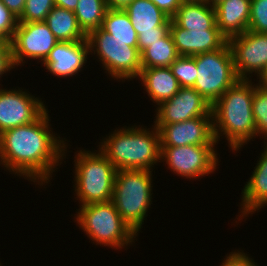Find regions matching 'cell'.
Returning a JSON list of instances; mask_svg holds the SVG:
<instances>
[{"mask_svg": "<svg viewBox=\"0 0 267 266\" xmlns=\"http://www.w3.org/2000/svg\"><path fill=\"white\" fill-rule=\"evenodd\" d=\"M48 113L46 109L34 122L0 134L2 167L41 187L50 182L56 167L66 158L69 145L66 138L51 130Z\"/></svg>", "mask_w": 267, "mask_h": 266, "instance_id": "1", "label": "cell"}, {"mask_svg": "<svg viewBox=\"0 0 267 266\" xmlns=\"http://www.w3.org/2000/svg\"><path fill=\"white\" fill-rule=\"evenodd\" d=\"M159 131L160 147L185 145L215 146L212 115L171 124H154Z\"/></svg>", "mask_w": 267, "mask_h": 266, "instance_id": "13", "label": "cell"}, {"mask_svg": "<svg viewBox=\"0 0 267 266\" xmlns=\"http://www.w3.org/2000/svg\"><path fill=\"white\" fill-rule=\"evenodd\" d=\"M137 79L141 80L143 89L157 106L172 98L180 89L170 67L142 68Z\"/></svg>", "mask_w": 267, "mask_h": 266, "instance_id": "20", "label": "cell"}, {"mask_svg": "<svg viewBox=\"0 0 267 266\" xmlns=\"http://www.w3.org/2000/svg\"><path fill=\"white\" fill-rule=\"evenodd\" d=\"M142 127L116 128L106 136L98 150L117 170H151L160 162V136L158 129ZM151 129V131H150Z\"/></svg>", "mask_w": 267, "mask_h": 266, "instance_id": "3", "label": "cell"}, {"mask_svg": "<svg viewBox=\"0 0 267 266\" xmlns=\"http://www.w3.org/2000/svg\"><path fill=\"white\" fill-rule=\"evenodd\" d=\"M156 107L154 124L178 123L212 115V106L193 87H180L172 98Z\"/></svg>", "mask_w": 267, "mask_h": 266, "instance_id": "14", "label": "cell"}, {"mask_svg": "<svg viewBox=\"0 0 267 266\" xmlns=\"http://www.w3.org/2000/svg\"><path fill=\"white\" fill-rule=\"evenodd\" d=\"M248 30L267 33V0H251Z\"/></svg>", "mask_w": 267, "mask_h": 266, "instance_id": "29", "label": "cell"}, {"mask_svg": "<svg viewBox=\"0 0 267 266\" xmlns=\"http://www.w3.org/2000/svg\"><path fill=\"white\" fill-rule=\"evenodd\" d=\"M137 35L143 32H169L171 18L150 0H133L123 9Z\"/></svg>", "mask_w": 267, "mask_h": 266, "instance_id": "18", "label": "cell"}, {"mask_svg": "<svg viewBox=\"0 0 267 266\" xmlns=\"http://www.w3.org/2000/svg\"><path fill=\"white\" fill-rule=\"evenodd\" d=\"M168 32H143L138 34V51L140 54L155 41H160Z\"/></svg>", "mask_w": 267, "mask_h": 266, "instance_id": "33", "label": "cell"}, {"mask_svg": "<svg viewBox=\"0 0 267 266\" xmlns=\"http://www.w3.org/2000/svg\"><path fill=\"white\" fill-rule=\"evenodd\" d=\"M223 0H205V3H207L209 6L215 7Z\"/></svg>", "mask_w": 267, "mask_h": 266, "instance_id": "39", "label": "cell"}, {"mask_svg": "<svg viewBox=\"0 0 267 266\" xmlns=\"http://www.w3.org/2000/svg\"><path fill=\"white\" fill-rule=\"evenodd\" d=\"M254 261L244 250H234L226 255L220 266H259Z\"/></svg>", "mask_w": 267, "mask_h": 266, "instance_id": "32", "label": "cell"}, {"mask_svg": "<svg viewBox=\"0 0 267 266\" xmlns=\"http://www.w3.org/2000/svg\"><path fill=\"white\" fill-rule=\"evenodd\" d=\"M101 28L120 42H130L138 47V35L131 24L129 15L123 9L108 8Z\"/></svg>", "mask_w": 267, "mask_h": 266, "instance_id": "24", "label": "cell"}, {"mask_svg": "<svg viewBox=\"0 0 267 266\" xmlns=\"http://www.w3.org/2000/svg\"><path fill=\"white\" fill-rule=\"evenodd\" d=\"M1 2L16 18H19L23 13L26 0H1Z\"/></svg>", "mask_w": 267, "mask_h": 266, "instance_id": "35", "label": "cell"}, {"mask_svg": "<svg viewBox=\"0 0 267 266\" xmlns=\"http://www.w3.org/2000/svg\"><path fill=\"white\" fill-rule=\"evenodd\" d=\"M170 69L180 87H193L195 85L198 75L195 56H179L170 65Z\"/></svg>", "mask_w": 267, "mask_h": 266, "instance_id": "27", "label": "cell"}, {"mask_svg": "<svg viewBox=\"0 0 267 266\" xmlns=\"http://www.w3.org/2000/svg\"><path fill=\"white\" fill-rule=\"evenodd\" d=\"M170 33L180 56H195L222 48L228 39L215 24L210 30H187L179 27L172 19Z\"/></svg>", "mask_w": 267, "mask_h": 266, "instance_id": "16", "label": "cell"}, {"mask_svg": "<svg viewBox=\"0 0 267 266\" xmlns=\"http://www.w3.org/2000/svg\"><path fill=\"white\" fill-rule=\"evenodd\" d=\"M197 79L193 88L212 106L239 77L229 43L222 48L195 55Z\"/></svg>", "mask_w": 267, "mask_h": 266, "instance_id": "7", "label": "cell"}, {"mask_svg": "<svg viewBox=\"0 0 267 266\" xmlns=\"http://www.w3.org/2000/svg\"><path fill=\"white\" fill-rule=\"evenodd\" d=\"M182 2H193V3H196V2H205V0H182Z\"/></svg>", "mask_w": 267, "mask_h": 266, "instance_id": "40", "label": "cell"}, {"mask_svg": "<svg viewBox=\"0 0 267 266\" xmlns=\"http://www.w3.org/2000/svg\"><path fill=\"white\" fill-rule=\"evenodd\" d=\"M218 160L215 146L161 147L160 163L165 162L173 173L191 180L214 173Z\"/></svg>", "mask_w": 267, "mask_h": 266, "instance_id": "9", "label": "cell"}, {"mask_svg": "<svg viewBox=\"0 0 267 266\" xmlns=\"http://www.w3.org/2000/svg\"><path fill=\"white\" fill-rule=\"evenodd\" d=\"M90 54H96L105 73L116 80L137 79L142 69L141 54L138 47L130 42H120L101 27L87 35Z\"/></svg>", "mask_w": 267, "mask_h": 266, "instance_id": "8", "label": "cell"}, {"mask_svg": "<svg viewBox=\"0 0 267 266\" xmlns=\"http://www.w3.org/2000/svg\"><path fill=\"white\" fill-rule=\"evenodd\" d=\"M254 90L251 79H239L211 107L214 138L218 143L224 135L232 152L256 138Z\"/></svg>", "mask_w": 267, "mask_h": 266, "instance_id": "2", "label": "cell"}, {"mask_svg": "<svg viewBox=\"0 0 267 266\" xmlns=\"http://www.w3.org/2000/svg\"><path fill=\"white\" fill-rule=\"evenodd\" d=\"M179 56L169 31L160 41H155L141 53V67H170Z\"/></svg>", "mask_w": 267, "mask_h": 266, "instance_id": "23", "label": "cell"}, {"mask_svg": "<svg viewBox=\"0 0 267 266\" xmlns=\"http://www.w3.org/2000/svg\"><path fill=\"white\" fill-rule=\"evenodd\" d=\"M89 54L90 46L87 39L74 42L59 41L41 64L54 77L70 78L82 71Z\"/></svg>", "mask_w": 267, "mask_h": 266, "instance_id": "15", "label": "cell"}, {"mask_svg": "<svg viewBox=\"0 0 267 266\" xmlns=\"http://www.w3.org/2000/svg\"><path fill=\"white\" fill-rule=\"evenodd\" d=\"M214 8L216 25L228 40L248 30L251 0H223Z\"/></svg>", "mask_w": 267, "mask_h": 266, "instance_id": "19", "label": "cell"}, {"mask_svg": "<svg viewBox=\"0 0 267 266\" xmlns=\"http://www.w3.org/2000/svg\"><path fill=\"white\" fill-rule=\"evenodd\" d=\"M263 146L264 150L256 161L252 175L242 189V202L239 210L241 214L237 215L240 218L235 221L236 223L242 221V217L245 218L256 211L259 212L267 205V143H264Z\"/></svg>", "mask_w": 267, "mask_h": 266, "instance_id": "17", "label": "cell"}, {"mask_svg": "<svg viewBox=\"0 0 267 266\" xmlns=\"http://www.w3.org/2000/svg\"><path fill=\"white\" fill-rule=\"evenodd\" d=\"M228 43L239 79L250 80L253 75H256L258 80L267 69V33L247 30L231 37Z\"/></svg>", "mask_w": 267, "mask_h": 266, "instance_id": "11", "label": "cell"}, {"mask_svg": "<svg viewBox=\"0 0 267 266\" xmlns=\"http://www.w3.org/2000/svg\"><path fill=\"white\" fill-rule=\"evenodd\" d=\"M159 9H161L167 16L172 18L179 7L182 5V0H150Z\"/></svg>", "mask_w": 267, "mask_h": 266, "instance_id": "34", "label": "cell"}, {"mask_svg": "<svg viewBox=\"0 0 267 266\" xmlns=\"http://www.w3.org/2000/svg\"><path fill=\"white\" fill-rule=\"evenodd\" d=\"M252 107L256 127V137L261 135L260 137L262 138L264 135V143H267V88L259 82L255 84Z\"/></svg>", "mask_w": 267, "mask_h": 266, "instance_id": "26", "label": "cell"}, {"mask_svg": "<svg viewBox=\"0 0 267 266\" xmlns=\"http://www.w3.org/2000/svg\"><path fill=\"white\" fill-rule=\"evenodd\" d=\"M54 4L57 7L65 8L74 12L78 4V0H54Z\"/></svg>", "mask_w": 267, "mask_h": 266, "instance_id": "36", "label": "cell"}, {"mask_svg": "<svg viewBox=\"0 0 267 266\" xmlns=\"http://www.w3.org/2000/svg\"><path fill=\"white\" fill-rule=\"evenodd\" d=\"M17 25L18 18L0 0V38L11 40Z\"/></svg>", "mask_w": 267, "mask_h": 266, "instance_id": "30", "label": "cell"}, {"mask_svg": "<svg viewBox=\"0 0 267 266\" xmlns=\"http://www.w3.org/2000/svg\"><path fill=\"white\" fill-rule=\"evenodd\" d=\"M261 85H263L264 87L267 88V69L265 71V73L259 78L258 81Z\"/></svg>", "mask_w": 267, "mask_h": 266, "instance_id": "38", "label": "cell"}, {"mask_svg": "<svg viewBox=\"0 0 267 266\" xmlns=\"http://www.w3.org/2000/svg\"><path fill=\"white\" fill-rule=\"evenodd\" d=\"M44 22L59 41L74 42L87 39V35L78 25L75 13L68 9L54 6Z\"/></svg>", "mask_w": 267, "mask_h": 266, "instance_id": "22", "label": "cell"}, {"mask_svg": "<svg viewBox=\"0 0 267 266\" xmlns=\"http://www.w3.org/2000/svg\"><path fill=\"white\" fill-rule=\"evenodd\" d=\"M10 42L12 61L17 68L28 59H38L43 63L59 40L43 21L18 23Z\"/></svg>", "mask_w": 267, "mask_h": 266, "instance_id": "10", "label": "cell"}, {"mask_svg": "<svg viewBox=\"0 0 267 266\" xmlns=\"http://www.w3.org/2000/svg\"><path fill=\"white\" fill-rule=\"evenodd\" d=\"M107 9L106 0H78L74 13L86 35L102 26Z\"/></svg>", "mask_w": 267, "mask_h": 266, "instance_id": "25", "label": "cell"}, {"mask_svg": "<svg viewBox=\"0 0 267 266\" xmlns=\"http://www.w3.org/2000/svg\"><path fill=\"white\" fill-rule=\"evenodd\" d=\"M133 0H106V5L110 9H124Z\"/></svg>", "mask_w": 267, "mask_h": 266, "instance_id": "37", "label": "cell"}, {"mask_svg": "<svg viewBox=\"0 0 267 266\" xmlns=\"http://www.w3.org/2000/svg\"><path fill=\"white\" fill-rule=\"evenodd\" d=\"M171 19L179 27L187 30H210L216 24V11L205 2H182Z\"/></svg>", "mask_w": 267, "mask_h": 266, "instance_id": "21", "label": "cell"}, {"mask_svg": "<svg viewBox=\"0 0 267 266\" xmlns=\"http://www.w3.org/2000/svg\"><path fill=\"white\" fill-rule=\"evenodd\" d=\"M41 98L26 89L0 87V134L34 122L47 108Z\"/></svg>", "mask_w": 267, "mask_h": 266, "instance_id": "12", "label": "cell"}, {"mask_svg": "<svg viewBox=\"0 0 267 266\" xmlns=\"http://www.w3.org/2000/svg\"><path fill=\"white\" fill-rule=\"evenodd\" d=\"M74 188L79 205L112 201L117 169L99 150H77Z\"/></svg>", "mask_w": 267, "mask_h": 266, "instance_id": "4", "label": "cell"}, {"mask_svg": "<svg viewBox=\"0 0 267 266\" xmlns=\"http://www.w3.org/2000/svg\"><path fill=\"white\" fill-rule=\"evenodd\" d=\"M151 170H117L112 202L122 220L137 234L152 203Z\"/></svg>", "mask_w": 267, "mask_h": 266, "instance_id": "6", "label": "cell"}, {"mask_svg": "<svg viewBox=\"0 0 267 266\" xmlns=\"http://www.w3.org/2000/svg\"><path fill=\"white\" fill-rule=\"evenodd\" d=\"M76 210L75 222L93 244L121 250L137 241L138 235L122 220L112 201L91 203Z\"/></svg>", "mask_w": 267, "mask_h": 266, "instance_id": "5", "label": "cell"}, {"mask_svg": "<svg viewBox=\"0 0 267 266\" xmlns=\"http://www.w3.org/2000/svg\"><path fill=\"white\" fill-rule=\"evenodd\" d=\"M15 69L12 61L11 42L8 39L0 38V78L6 73ZM1 81V79H0Z\"/></svg>", "mask_w": 267, "mask_h": 266, "instance_id": "31", "label": "cell"}, {"mask_svg": "<svg viewBox=\"0 0 267 266\" xmlns=\"http://www.w3.org/2000/svg\"><path fill=\"white\" fill-rule=\"evenodd\" d=\"M54 6V0H26L18 23L43 22Z\"/></svg>", "mask_w": 267, "mask_h": 266, "instance_id": "28", "label": "cell"}]
</instances>
